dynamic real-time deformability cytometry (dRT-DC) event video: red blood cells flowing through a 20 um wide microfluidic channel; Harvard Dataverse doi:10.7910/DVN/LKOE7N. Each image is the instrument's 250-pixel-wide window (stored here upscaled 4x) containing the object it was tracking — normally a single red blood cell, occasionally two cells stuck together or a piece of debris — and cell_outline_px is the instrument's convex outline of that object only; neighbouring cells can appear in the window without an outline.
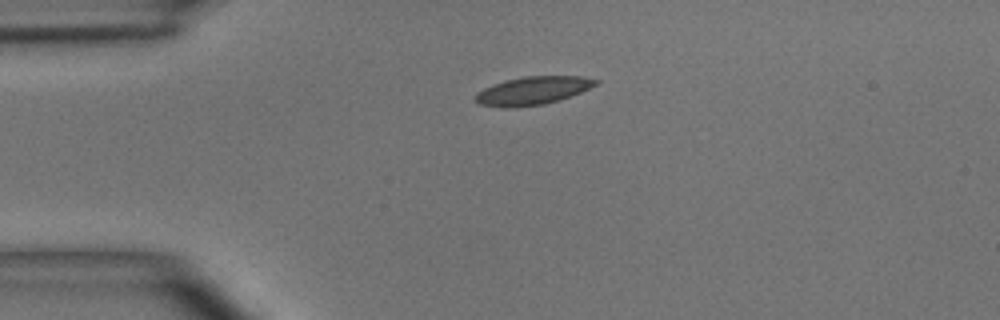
{"species": "common noctule bat (a hibernating species)", "species_latin": "Nyctalus noctula", "temperature_condition": "room temperature", "stored_images_in_passage": 5, "camera_frame_rate_fps": 3000, "um_per_image_px": 0.085, "animal": {"sex": "male", "body_mass_g": 15.6}, "frame": {"image": 1, "passage_image": 1, "time_ms": 0.0, "image_size_px": [1000, 320], "cell_outline_px": [[600, 80], [596, 84], [580, 92], [560, 100], [544, 104], [512, 108], [504, 108], [480, 104], [472, 100], [476, 92], [492, 84], [504, 80], [524, 76], [580, 76]], "centroid_in_image_um": [45.21, 7.71], "position_along_channel_um": 39.8, "area_um2": 19.88}}
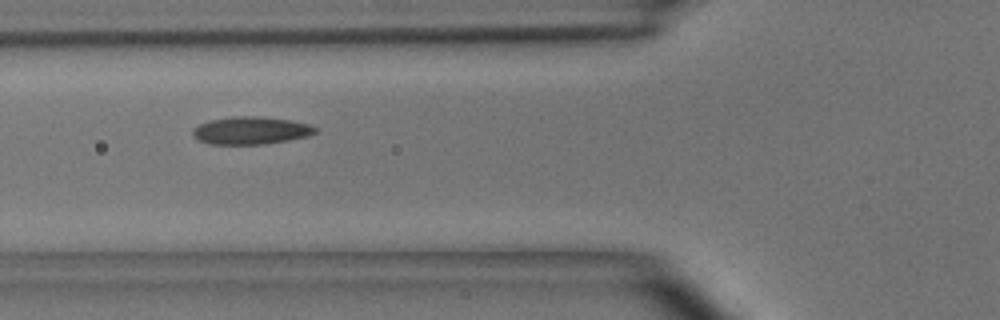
{"frame": {"image": 2, "passage_image": 3, "time_ms": 2.333, "image_size_px": [1000, 320], "cell_outline_px": [[316, 132], [308, 136], [288, 140], [264, 144], [208, 144], [192, 136], [192, 128], [200, 124], [212, 120], [236, 116], [256, 116], [292, 120], [308, 124], [316, 128]], "centroid_in_image_um": [21.31, 11.09], "position_along_channel_um": 104.5, "area_um2": 19.59}}